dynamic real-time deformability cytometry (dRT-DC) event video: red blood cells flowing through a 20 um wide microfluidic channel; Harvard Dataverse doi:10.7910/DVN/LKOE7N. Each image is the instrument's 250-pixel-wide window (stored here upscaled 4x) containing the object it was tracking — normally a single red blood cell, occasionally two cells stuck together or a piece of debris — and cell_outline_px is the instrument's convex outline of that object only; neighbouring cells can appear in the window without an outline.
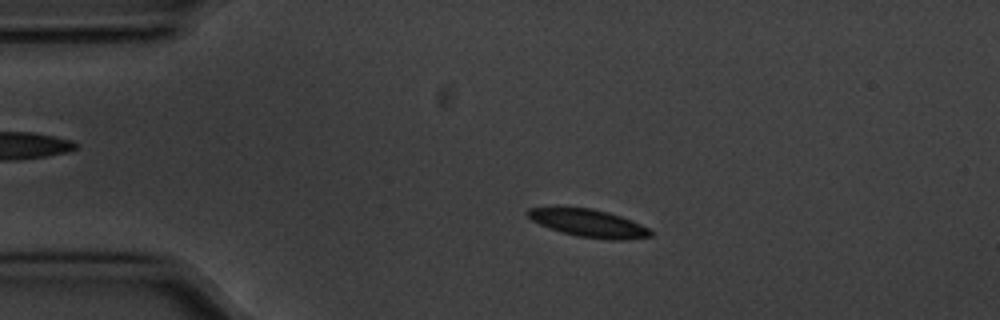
{"species": "common noctule bat (a hibernating species)", "species_latin": "Nyctalus noctula", "temperature_condition": "cold", "stored_images_in_passage": 56, "camera_frame_rate_fps": 3000, "um_per_image_px": 0.085, "animal": {"sex": "male", "body_mass_g": 20.1, "forearm_length_mm": 53.5}, "frame": {"image": 1, "passage_image": 11, "time_ms": 3.333, "image_size_px": [1000, 320], "cell_outline_px": [[652, 236], [624, 240], [612, 240], [576, 236], [548, 228], [532, 220], [524, 212], [528, 208], [556, 204], [592, 208], [608, 212], [632, 220], [648, 228], [652, 232]], "centroid_in_image_um": [49.92, 18.91], "position_along_channel_um": 35.1, "area_um2": 20.58}}
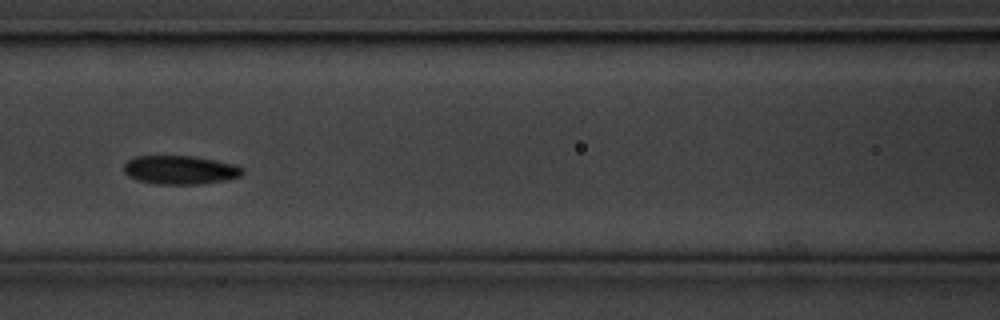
{"frame": {"image": 2, "passage_image": 24, "time_ms": 7.667, "image_size_px": [1000, 320], "cell_outline_px": [[244, 172], [240, 176], [228, 180], [200, 184], [156, 184], [136, 180], [128, 176], [124, 172], [124, 164], [128, 160], [136, 156], [192, 156], [216, 160], [236, 164], [244, 168]], "centroid_in_image_um": [15.33, 14.45], "position_along_channel_um": 151.3, "area_um2": 20.06}}
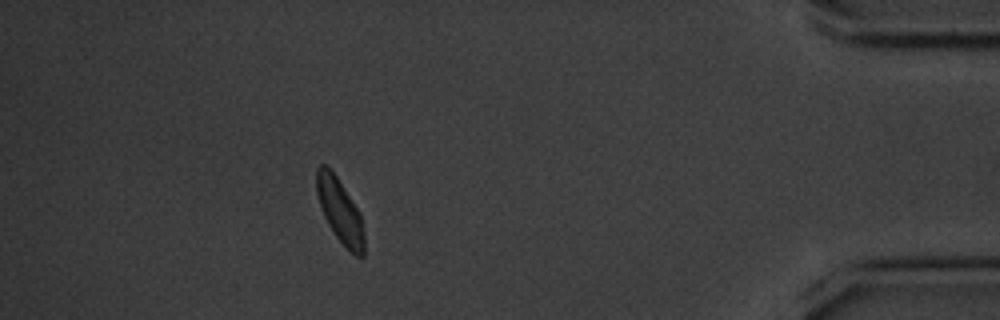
{"frame": {"image": 3, "passage_image": 50, "time_ms": 16.333, "image_size_px": [1000, 320], "cell_outline_px": [[364, 256], [356, 256], [336, 236], [328, 224], [324, 216], [316, 192], [316, 168], [320, 164], [324, 164], [336, 176], [360, 212], [364, 232]], "centroid_in_image_um": [28.89, 17.9], "position_along_channel_um": 406.3, "area_um2": 17.46}}